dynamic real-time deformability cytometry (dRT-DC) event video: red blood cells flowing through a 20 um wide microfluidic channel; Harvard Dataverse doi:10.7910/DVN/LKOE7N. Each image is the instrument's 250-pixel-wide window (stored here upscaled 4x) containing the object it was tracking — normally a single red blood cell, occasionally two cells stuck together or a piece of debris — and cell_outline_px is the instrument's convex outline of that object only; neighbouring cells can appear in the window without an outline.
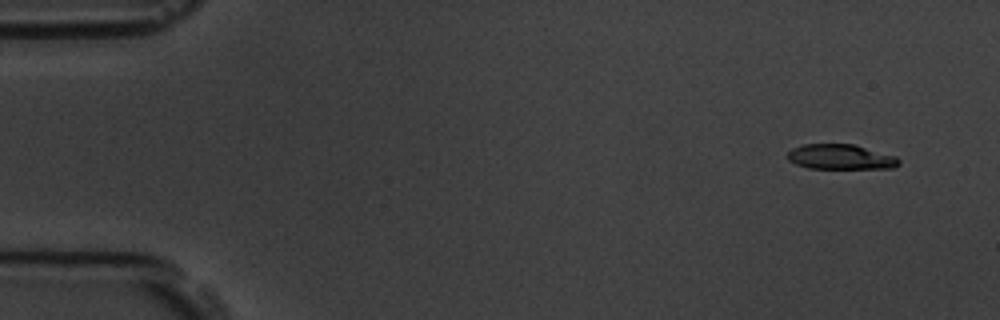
{"species": "common noctule bat (a hibernating species)", "species_latin": "Nyctalus noctula", "temperature_condition": "room temperature", "stored_images_in_passage": 4, "camera_frame_rate_fps": 3000, "um_per_image_px": 0.085, "animal": {"sex": "male", "body_mass_g": 19.5, "forearm_length_mm": 54.6}, "frame": {"image": 1, "passage_image": 1, "time_ms": 0.0, "image_size_px": [1000, 320], "cell_outline_px": [[900, 164], [892, 168], [808, 168], [796, 164], [788, 160], [784, 156], [792, 148], [804, 144], [852, 144], [896, 156], [900, 160]], "centroid_in_image_um": [71.41, 13.34], "position_along_channel_um": 13.6, "area_um2": 16.24}}
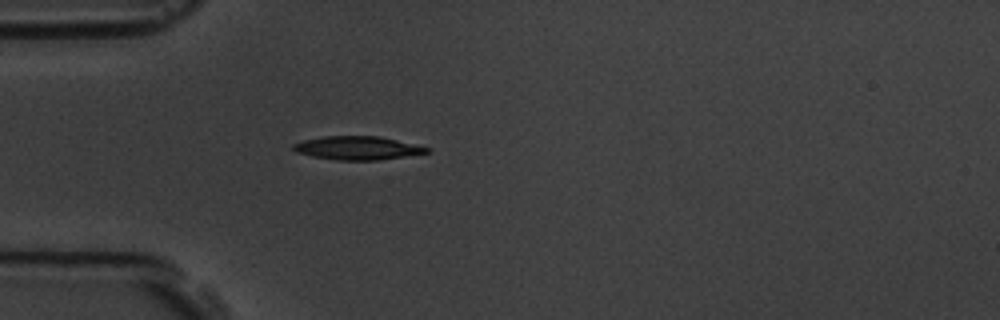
{"frame": {"image": 2, "passage_image": 4, "time_ms": 4.0, "image_size_px": [1000, 320], "cell_outline_px": [[428, 152], [404, 156], [376, 160], [336, 160], [312, 156], [296, 152], [292, 148], [292, 144], [304, 140], [324, 136], [380, 136], [428, 148]], "centroid_in_image_um": [30.3, 12.57], "position_along_channel_um": 54.7, "area_um2": 17.92}}